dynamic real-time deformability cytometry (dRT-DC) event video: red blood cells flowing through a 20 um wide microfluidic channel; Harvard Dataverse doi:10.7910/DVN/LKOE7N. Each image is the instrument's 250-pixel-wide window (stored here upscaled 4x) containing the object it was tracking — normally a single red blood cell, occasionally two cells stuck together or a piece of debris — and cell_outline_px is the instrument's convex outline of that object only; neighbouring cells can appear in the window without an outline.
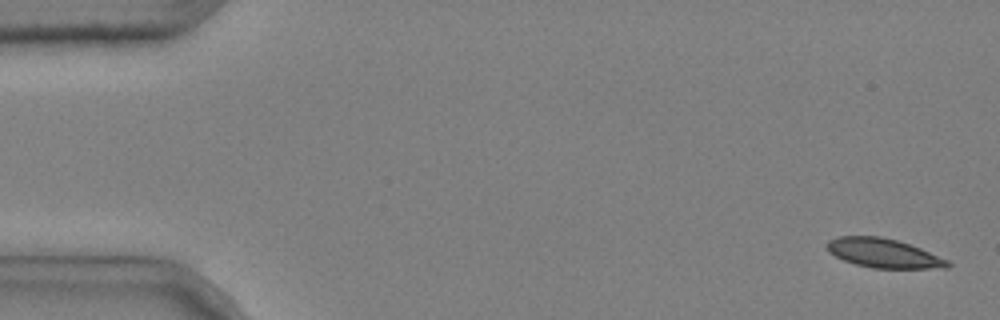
{"species": "common noctule bat (a hibernating species)", "species_latin": "Nyctalus noctula", "temperature_condition": "cold", "stored_images_in_passage": 6, "camera_frame_rate_fps": 3000, "um_per_image_px": 0.085, "animal": {"sex": "male", "body_mass_g": 20.4}, "frame": {"image": 1, "passage_image": 1, "time_ms": 0.0, "image_size_px": [1000, 320], "cell_outline_px": [[952, 264], [948, 268], [872, 268], [856, 264], [844, 260], [828, 252], [824, 244], [828, 240], [840, 236], [880, 236], [896, 240], [920, 248], [948, 260]], "centroid_in_image_um": [75.07, 21.52], "position_along_channel_um": 9.9, "area_um2": 20.46}}
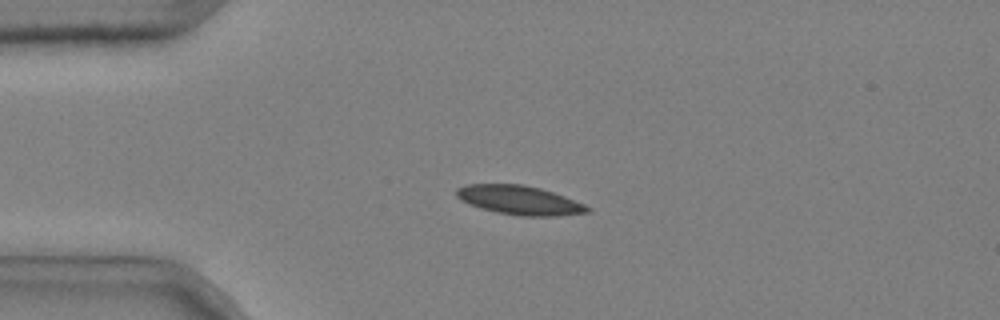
{"frame": {"image": 2, "passage_image": 4, "time_ms": 1.0, "image_size_px": [1000, 320], "cell_outline_px": [[592, 212], [560, 216], [520, 216], [496, 212], [468, 204], [460, 200], [456, 196], [456, 188], [468, 184], [524, 184], [540, 188], [564, 196], [584, 204], [592, 208]], "centroid_in_image_um": [44.17, 17.02], "position_along_channel_um": 40.8, "area_um2": 22.31}}